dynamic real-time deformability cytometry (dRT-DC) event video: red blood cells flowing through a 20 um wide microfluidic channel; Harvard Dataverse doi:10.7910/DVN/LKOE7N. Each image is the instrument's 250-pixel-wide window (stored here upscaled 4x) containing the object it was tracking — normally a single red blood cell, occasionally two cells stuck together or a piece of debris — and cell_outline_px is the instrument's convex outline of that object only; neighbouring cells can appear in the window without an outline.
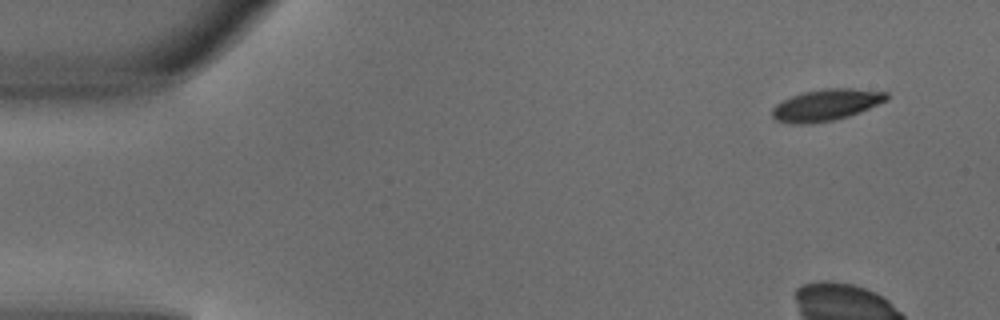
{"species": "common noctule bat (a hibernating species)", "species_latin": "Nyctalus noctula", "temperature_condition": "warm", "stored_images_in_passage": 4, "camera_frame_rate_fps": 3000, "um_per_image_px": 0.085, "animal": {"sex": "male", "body_mass_g": 18.8}, "frame": {"image": 1, "passage_image": 1, "time_ms": 0.0, "image_size_px": [1000, 320], "cell_outline_px": [[888, 100], [860, 112], [848, 116], [832, 120], [812, 124], [792, 124], [776, 120], [772, 116], [772, 108], [776, 104], [792, 96], [804, 92], [824, 88], [852, 88], [888, 92]], "centroid_in_image_um": [70.23, 8.92], "position_along_channel_um": 14.8, "area_um2": 21.04}}